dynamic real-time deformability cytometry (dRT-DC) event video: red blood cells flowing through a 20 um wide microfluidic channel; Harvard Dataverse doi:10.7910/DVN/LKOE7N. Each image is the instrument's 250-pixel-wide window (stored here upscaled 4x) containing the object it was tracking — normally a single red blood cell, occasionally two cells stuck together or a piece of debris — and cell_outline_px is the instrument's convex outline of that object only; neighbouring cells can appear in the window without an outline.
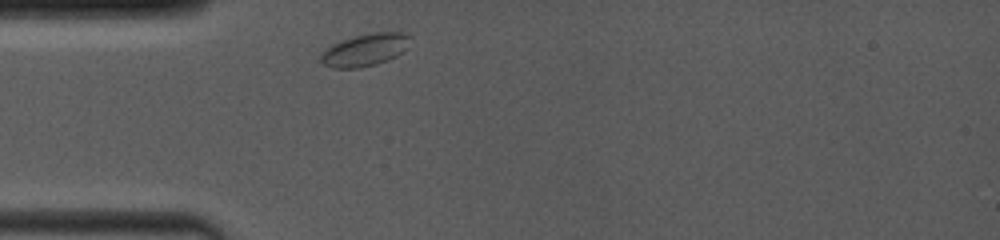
{"species": "common noctule bat (a hibernating species)", "species_latin": "Nyctalus noctula", "temperature_condition": "room temperature", "stored_images_in_passage": 1, "camera_frame_rate_fps": 4000, "um_per_image_px": 0.085, "animal": {"sex": "female", "body_mass_g": 19.0, "forearm_length_mm": 53.3}, "frame": {"image": 1, "passage_image": 1, "time_ms": 0.0, "image_size_px": [1000, 240], "cell_outline_px": [[412, 36], [404, 48], [396, 56], [388, 60], [376, 64], [360, 68], [332, 68], [324, 64], [320, 60], [320, 56], [332, 44], [340, 40], [356, 36], [376, 32], [404, 32]], "centroid_in_image_um": [31.02, 4.24], "position_along_channel_um": 54.0, "area_um2": 16.65}}